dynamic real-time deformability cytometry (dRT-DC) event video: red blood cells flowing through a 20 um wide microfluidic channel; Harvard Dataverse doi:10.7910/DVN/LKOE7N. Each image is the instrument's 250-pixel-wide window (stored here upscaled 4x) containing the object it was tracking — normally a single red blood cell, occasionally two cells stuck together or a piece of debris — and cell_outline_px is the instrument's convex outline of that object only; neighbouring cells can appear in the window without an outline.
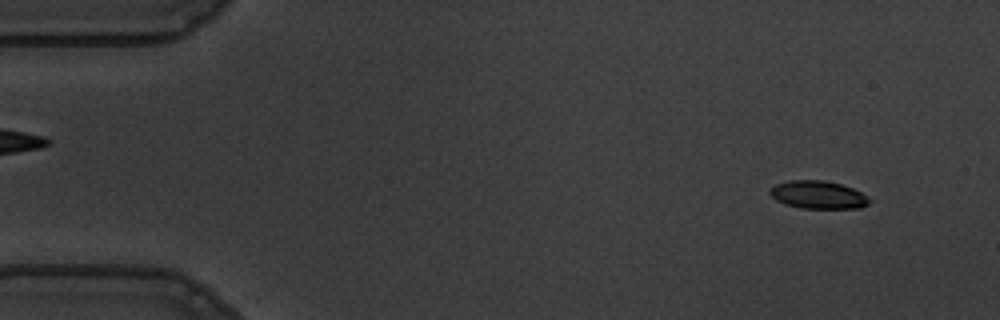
{"species": "common noctule bat (a hibernating species)", "species_latin": "Nyctalus noctula", "temperature_condition": "warm", "stored_images_in_passage": 55, "camera_frame_rate_fps": 3000, "um_per_image_px": 0.085, "animal": {"sex": "male", "body_mass_g": 19.5, "forearm_length_mm": 54.6}, "frame": {"image": 1, "passage_image": 4, "time_ms": 1.0, "image_size_px": [1000, 320], "cell_outline_px": [[872, 200], [868, 204], [860, 208], [800, 208], [784, 204], [776, 200], [768, 192], [776, 184], [792, 180], [824, 180], [840, 184], [852, 188], [868, 196]], "centroid_in_image_um": [69.55, 16.56], "position_along_channel_um": 15.4, "area_um2": 16.13}}
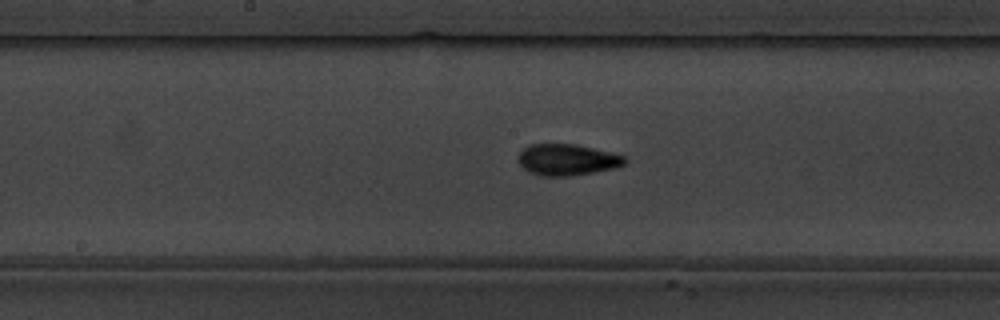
{"frame": {"image": 2, "passage_image": 28, "time_ms": 9.0, "image_size_px": [1000, 320], "cell_outline_px": [[628, 160], [624, 164], [612, 168], [592, 172], [568, 176], [540, 176], [528, 172], [520, 164], [520, 152], [528, 144], [576, 144], [624, 156]], "centroid_in_image_um": [48.18, 13.58], "position_along_channel_um": 200.0, "area_um2": 19.13}}
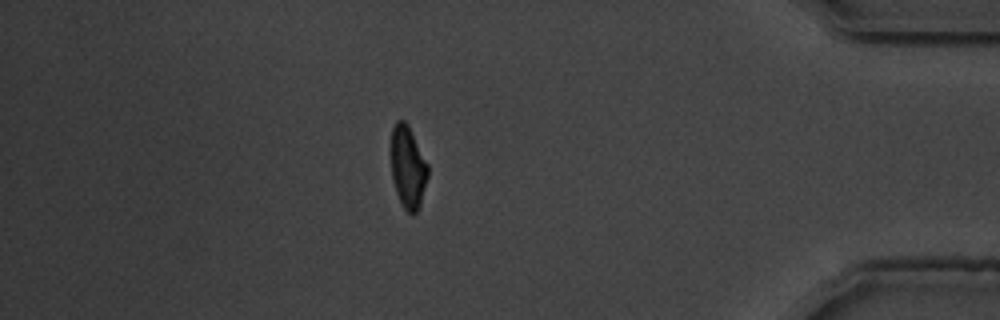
{"frame": {"image": 3, "passage_image": 48, "time_ms": 15.667, "image_size_px": [1000, 320], "cell_outline_px": [[428, 176], [420, 204], [416, 212], [408, 212], [404, 208], [396, 192], [392, 176], [392, 128], [396, 120], [404, 120], [408, 124], [428, 164]], "centroid_in_image_um": [34.68, 14.17], "position_along_channel_um": 400.5, "area_um2": 17.34}, "authors_computed_cell_mechanics": {"area_um2": 18.0914, "velocity_mm_per_s": 3.6059, "shape_relaxation_time_tau1_ms": 3.4955, "shape_relaxation_time_tau2_ms": 2.4004, "deformation_change_tau1": 0.1299, "deformation_change_tau2": 0.0942}}